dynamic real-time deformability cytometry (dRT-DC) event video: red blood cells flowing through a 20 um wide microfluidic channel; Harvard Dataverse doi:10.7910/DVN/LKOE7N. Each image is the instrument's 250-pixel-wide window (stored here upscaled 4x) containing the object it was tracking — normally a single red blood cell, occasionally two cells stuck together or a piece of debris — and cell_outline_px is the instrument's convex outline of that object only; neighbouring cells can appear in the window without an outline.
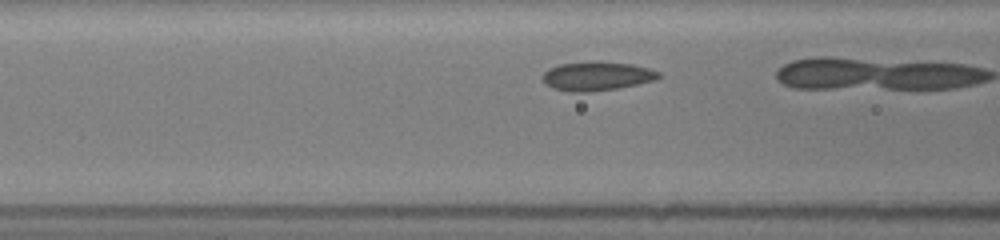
{"species": "common noctule bat (a hibernating species)", "species_latin": "Nyctalus noctula", "temperature_condition": "room temperature", "stored_images_in_passage": 9, "camera_frame_rate_fps": 3000, "um_per_image_px": 0.085, "animal": {"sex": "female", "body_mass_g": 19.5, "forearm_length_mm": 54.1}, "frame": {"image": 1, "passage_image": 4, "time_ms": 1.0, "image_size_px": [1000, 240], "cell_outline_px": [[660, 76], [656, 80], [616, 88], [592, 92], [568, 92], [552, 88], [544, 84], [540, 76], [548, 68], [560, 64], [632, 64], [648, 68], [660, 72]], "centroid_in_image_um": [50.67, 6.52], "position_along_channel_um": 115.9, "area_um2": 18.9}}
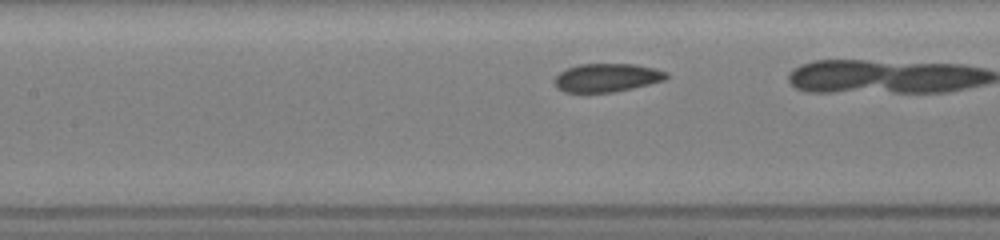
{"frame": {"image": 2, "passage_image": 7, "time_ms": 2.0, "image_size_px": [1000, 240], "cell_outline_px": [[668, 76], [664, 80], [632, 88], [612, 92], [564, 92], [556, 88], [552, 80], [560, 72], [568, 68], [580, 64], [632, 64], [656, 68], [668, 72]], "centroid_in_image_um": [51.56, 6.6], "position_along_channel_um": 155.8, "area_um2": 18.5}}